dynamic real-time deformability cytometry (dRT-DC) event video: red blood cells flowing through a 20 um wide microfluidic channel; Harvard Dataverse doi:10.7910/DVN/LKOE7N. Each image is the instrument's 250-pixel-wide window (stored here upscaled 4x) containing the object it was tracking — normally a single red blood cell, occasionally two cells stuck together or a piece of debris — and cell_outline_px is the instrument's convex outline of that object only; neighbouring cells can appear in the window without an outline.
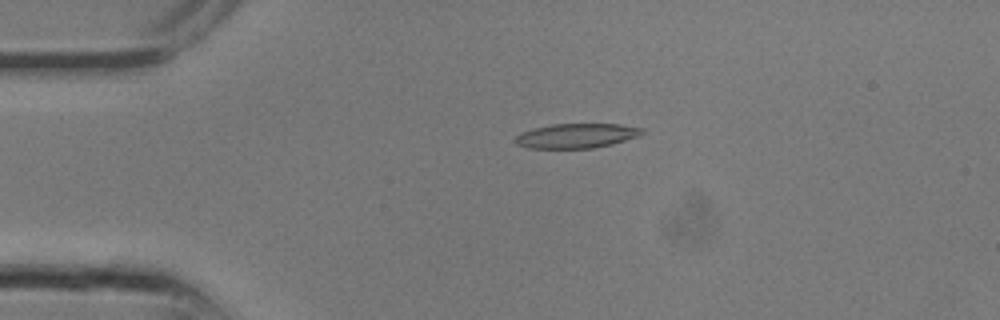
{"species": "common noctule bat (a hibernating species)", "species_latin": "Nyctalus noctula", "temperature_condition": "room temperature", "stored_images_in_passage": 8, "camera_frame_rate_fps": 3000, "um_per_image_px": 0.085, "animal": {"sex": "male", "body_mass_g": 13.3}, "frame": {"image": 1, "passage_image": 1, "time_ms": 0.0, "image_size_px": [1000, 320], "cell_outline_px": [[644, 132], [636, 136], [612, 144], [592, 148], [528, 148], [516, 144], [516, 136], [520, 132], [552, 124], [620, 124], [644, 128]], "centroid_in_image_um": [48.99, 11.54], "position_along_channel_um": 36.0, "area_um2": 17.98}}
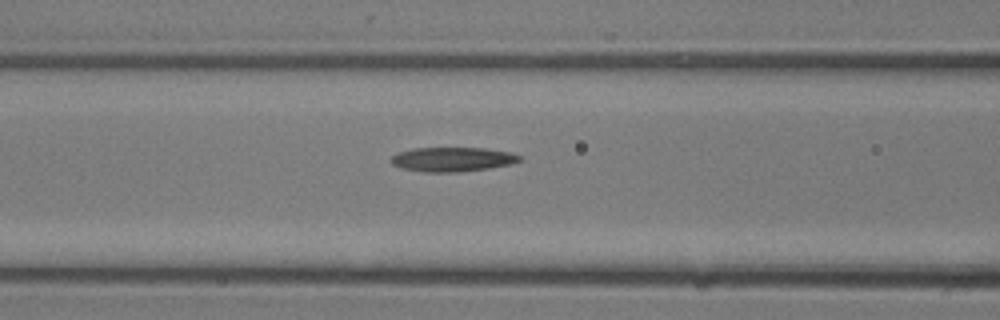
{"frame": {"image": 2, "passage_image": 6, "time_ms": 1.667, "image_size_px": [1000, 320], "cell_outline_px": [[520, 160], [508, 164], [488, 168], [456, 172], [424, 172], [400, 168], [392, 164], [388, 160], [396, 152], [412, 148], [484, 148], [512, 152], [520, 156]], "centroid_in_image_um": [38.37, 13.53], "position_along_channel_um": 128.2, "area_um2": 18.26}}
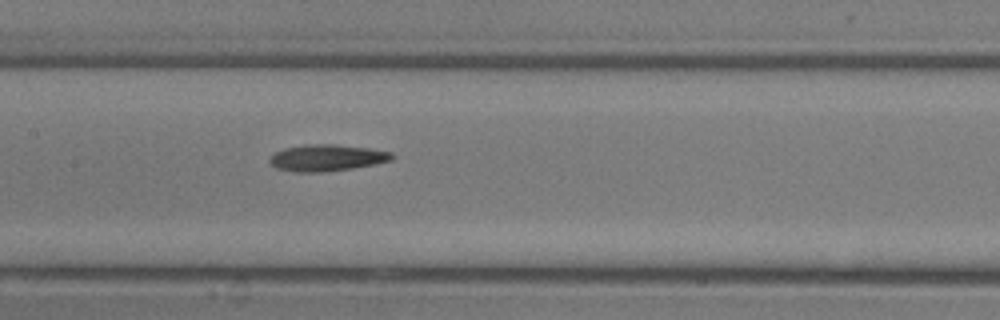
{"frame": {"image": 3, "passage_image": 8, "time_ms": 2.333, "image_size_px": [1000, 320], "cell_outline_px": [[396, 156], [392, 160], [376, 164], [352, 168], [324, 172], [296, 172], [276, 168], [268, 160], [268, 156], [284, 148], [304, 144], [336, 144], [368, 148], [392, 152]], "centroid_in_image_um": [27.78, 13.41], "position_along_channel_um": 179.6, "area_um2": 19.13}}